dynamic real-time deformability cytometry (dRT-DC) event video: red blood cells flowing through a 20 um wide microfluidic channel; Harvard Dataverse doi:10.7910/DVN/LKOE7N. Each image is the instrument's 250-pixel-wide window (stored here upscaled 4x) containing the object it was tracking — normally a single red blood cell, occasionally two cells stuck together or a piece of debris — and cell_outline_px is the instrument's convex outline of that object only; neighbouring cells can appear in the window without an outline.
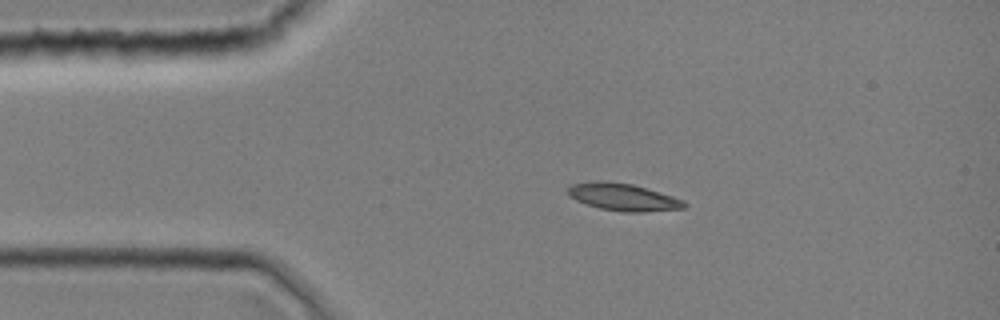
{"species": "common noctule bat (a hibernating species)", "species_latin": "Nyctalus noctula", "temperature_condition": "room temperature", "stored_images_in_passage": 1, "camera_frame_rate_fps": 3000, "um_per_image_px": 0.085, "animal": {"sex": "female", "body_mass_g": 19.0, "forearm_length_mm": 51.5}, "frame": {"image": 1, "passage_image": 1, "time_ms": 0.0, "image_size_px": [1000, 320], "cell_outline_px": [[688, 204], [684, 208], [644, 212], [624, 212], [600, 208], [576, 200], [568, 196], [568, 188], [572, 184], [596, 180], [600, 180], [632, 184], [672, 196], [684, 200]], "centroid_in_image_um": [52.96, 16.75], "position_along_channel_um": 32.0, "area_um2": 18.38}}